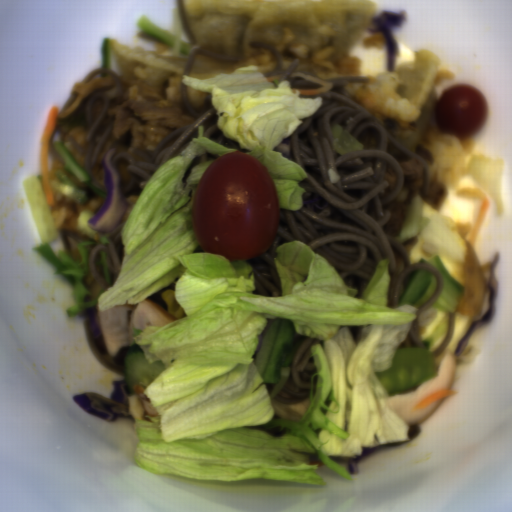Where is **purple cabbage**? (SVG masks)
<instances>
[{
	"mask_svg": "<svg viewBox=\"0 0 512 512\" xmlns=\"http://www.w3.org/2000/svg\"><path fill=\"white\" fill-rule=\"evenodd\" d=\"M116 148H111L102 157L106 200L87 225L94 231L110 232L123 220L127 211L126 197L119 170L111 162Z\"/></svg>",
	"mask_w": 512,
	"mask_h": 512,
	"instance_id": "obj_1",
	"label": "purple cabbage"
},
{
	"mask_svg": "<svg viewBox=\"0 0 512 512\" xmlns=\"http://www.w3.org/2000/svg\"><path fill=\"white\" fill-rule=\"evenodd\" d=\"M114 390L107 397L96 390L79 392L72 401L84 412L113 422L116 417H131L130 401L124 391V380H114Z\"/></svg>",
	"mask_w": 512,
	"mask_h": 512,
	"instance_id": "obj_2",
	"label": "purple cabbage"
},
{
	"mask_svg": "<svg viewBox=\"0 0 512 512\" xmlns=\"http://www.w3.org/2000/svg\"><path fill=\"white\" fill-rule=\"evenodd\" d=\"M84 324L88 346L99 362L107 366L114 373L124 376V367L130 346L121 348L115 355H108L101 337L98 304L84 309Z\"/></svg>",
	"mask_w": 512,
	"mask_h": 512,
	"instance_id": "obj_3",
	"label": "purple cabbage"
},
{
	"mask_svg": "<svg viewBox=\"0 0 512 512\" xmlns=\"http://www.w3.org/2000/svg\"><path fill=\"white\" fill-rule=\"evenodd\" d=\"M407 18L408 13L405 10L392 11L388 9L371 17L370 22L377 27H367L370 33L383 32L385 36L384 71L396 72L395 56H401L399 42L392 32L391 26L404 28Z\"/></svg>",
	"mask_w": 512,
	"mask_h": 512,
	"instance_id": "obj_4",
	"label": "purple cabbage"
},
{
	"mask_svg": "<svg viewBox=\"0 0 512 512\" xmlns=\"http://www.w3.org/2000/svg\"><path fill=\"white\" fill-rule=\"evenodd\" d=\"M501 254L497 251L494 255L492 261H491V270H490V277H489V285H490V305L488 311L485 313V315L481 318L480 321L472 323L470 330L466 336H464L460 342L457 344L455 355L458 357L461 355L467 348L468 342L473 335V333L483 324L486 322L494 319L495 314L497 312L495 300L498 292V286L499 281L495 275V266L498 263L500 259Z\"/></svg>",
	"mask_w": 512,
	"mask_h": 512,
	"instance_id": "obj_5",
	"label": "purple cabbage"
},
{
	"mask_svg": "<svg viewBox=\"0 0 512 512\" xmlns=\"http://www.w3.org/2000/svg\"><path fill=\"white\" fill-rule=\"evenodd\" d=\"M421 430H422V428L420 427L419 424H411L410 430H409V434H408L407 442L394 443V444H385V445H381V446H378V447H364L362 456H357V458H350L349 459V461L347 463L348 472L352 476L353 475H360L359 463H360V461L362 460L363 457L369 456L370 454H372L373 452H375L378 449H382V448L389 447V446L407 444V443L411 442L412 440L418 438Z\"/></svg>",
	"mask_w": 512,
	"mask_h": 512,
	"instance_id": "obj_6",
	"label": "purple cabbage"
}]
</instances>
